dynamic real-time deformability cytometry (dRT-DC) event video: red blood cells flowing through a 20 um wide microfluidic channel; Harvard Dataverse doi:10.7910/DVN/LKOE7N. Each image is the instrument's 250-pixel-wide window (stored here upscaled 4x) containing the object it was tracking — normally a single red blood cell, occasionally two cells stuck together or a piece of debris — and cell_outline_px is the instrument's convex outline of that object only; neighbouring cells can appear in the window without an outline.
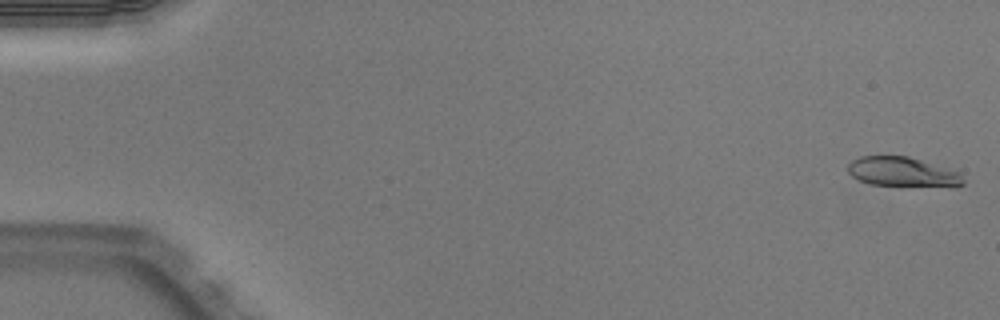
{"species": "Egyptian fruit bat (a non-hibernating species)", "species_latin": "Rousettus aegyptiacus", "temperature_condition": "warm", "stored_images_in_passage": 51, "camera_frame_rate_fps": 3000, "um_per_image_px": 0.085, "animal": {"sex": "male"}, "frame": {"image": 1, "passage_image": 1, "time_ms": 0.0, "image_size_px": [1000, 320], "cell_outline_px": [[964, 184], [956, 188], [900, 188], [872, 184], [860, 180], [852, 176], [848, 172], [848, 164], [852, 160], [860, 156], [908, 156], [956, 172], [964, 180]], "centroid_in_image_um": [76.74, 14.69], "position_along_channel_um": 8.3, "area_um2": 20.58}}
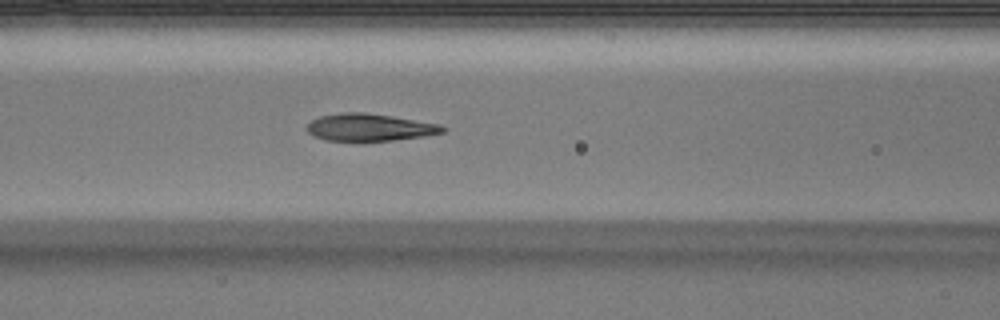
{"frame": {"image": 2, "passage_image": 22, "time_ms": 7.0, "image_size_px": [1000, 320], "cell_outline_px": [[448, 128], [444, 132], [424, 136], [392, 140], [324, 140], [312, 136], [308, 132], [308, 124], [312, 120], [320, 116], [340, 112], [364, 112], [392, 116], [440, 124]], "centroid_in_image_um": [31.42, 10.81], "position_along_channel_um": 135.2, "area_um2": 21.44}}
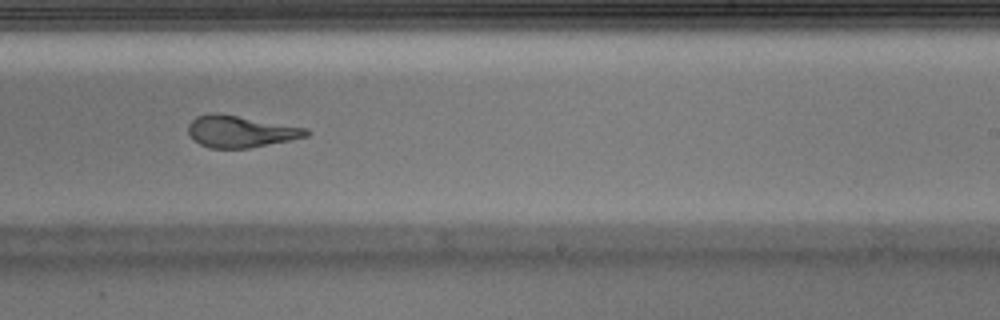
{"frame": {"image": 3, "passage_image": 32, "time_ms": 10.333, "image_size_px": [1000, 320], "cell_outline_px": [[312, 132], [308, 136], [248, 148], [208, 148], [200, 144], [188, 132], [188, 124], [196, 116], [212, 112], [216, 112], [308, 128]], "centroid_in_image_um": [20.44, 11.16], "position_along_channel_um": 268.6, "area_um2": 21.73}, "authors_computed_cell_mechanics": {"area_um2": 21.8484, "velocity_mm_per_s": 4.0063, "shape_relaxation_time_tau1_ms": 4.1458, "shape_relaxation_time_tau2_ms": 0.9829, "deformation_change_tau1": 0.2171, "deformation_change_tau2": 0.089}}